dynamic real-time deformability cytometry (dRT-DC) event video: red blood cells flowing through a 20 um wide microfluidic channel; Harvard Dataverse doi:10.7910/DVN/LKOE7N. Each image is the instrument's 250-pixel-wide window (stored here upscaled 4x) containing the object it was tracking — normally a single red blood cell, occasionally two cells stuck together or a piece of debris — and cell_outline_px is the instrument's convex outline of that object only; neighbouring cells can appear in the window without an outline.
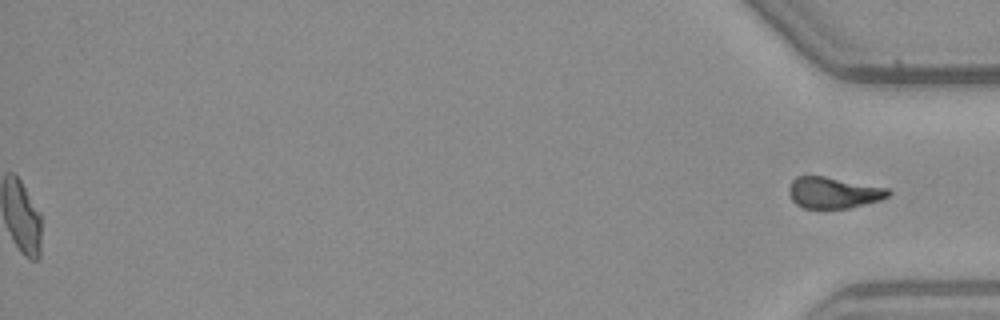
{"species": "common noctule bat (a hibernating species)", "species_latin": "Nyctalus noctula", "temperature_condition": "warm", "stored_images_in_passage": 39, "segment_of_instrument_passage": [2, 2], "camera_frame_rate_fps": 3000, "um_per_image_px": 0.085, "animal": {"sex": "male", "body_mass_g": 23.1, "forearm_length_mm": 52.7}, "frame": {"image": 1, "passage_image": 39, "time_ms": 12.667, "image_size_px": [1000, 320], "cell_outline_px": [[892, 192], [888, 196], [880, 200], [848, 208], [804, 208], [796, 204], [792, 200], [788, 192], [788, 188], [792, 180], [796, 176], [824, 176], [888, 188]], "centroid_in_image_um": [70.82, 16.37], "position_along_channel_um": 364.4, "area_um2": 18.03}}